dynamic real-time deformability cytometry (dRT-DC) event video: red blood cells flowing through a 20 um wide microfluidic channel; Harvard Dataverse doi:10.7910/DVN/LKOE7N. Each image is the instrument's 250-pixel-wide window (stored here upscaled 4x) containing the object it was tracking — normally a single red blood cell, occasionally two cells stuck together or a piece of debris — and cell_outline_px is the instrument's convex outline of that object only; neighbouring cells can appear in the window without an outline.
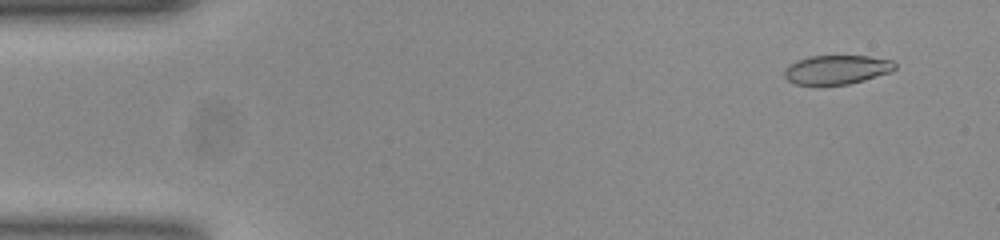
{"species": "common noctule bat (a hibernating species)", "species_latin": "Nyctalus noctula", "temperature_condition": "room temperature", "stored_images_in_passage": 51, "camera_frame_rate_fps": 3000, "um_per_image_px": 0.085, "animal": {"sex": "female", "body_mass_g": 23.0, "forearm_length_mm": 53.4}, "frame": {"image": 1, "passage_image": 2, "time_ms": 0.333, "image_size_px": [1000, 240], "cell_outline_px": [[896, 68], [892, 72], [864, 80], [848, 84], [796, 84], [788, 80], [784, 76], [784, 68], [788, 64], [796, 60], [808, 56], [868, 56], [892, 60], [896, 64]], "centroid_in_image_um": [71.12, 5.91], "position_along_channel_um": 13.9, "area_um2": 18.79}}
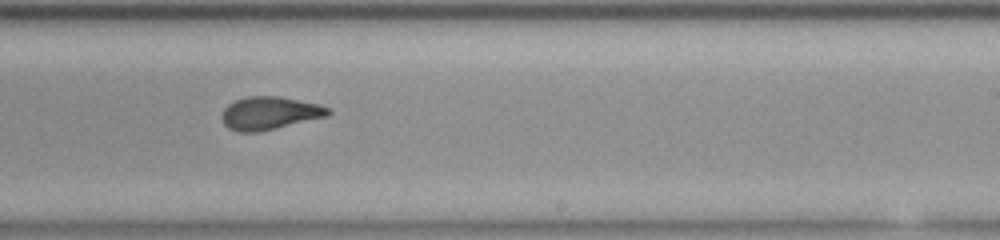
{"frame": {"image": 2, "passage_image": 30, "time_ms": 9.667, "image_size_px": [1000, 240], "cell_outline_px": [[332, 112], [328, 116], [256, 132], [240, 132], [228, 128], [224, 124], [220, 116], [224, 108], [228, 104], [244, 96], [280, 96], [320, 104], [332, 108]], "centroid_in_image_um": [22.92, 9.6], "position_along_channel_um": 266.1, "area_um2": 20.52}}
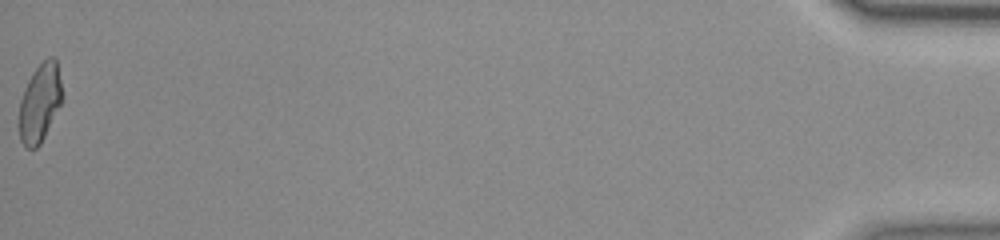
{"frame": {"image": 3, "passage_image": 51, "time_ms": 16.667, "image_size_px": [1000, 240], "cell_outline_px": [[64, 96], [40, 144], [36, 148], [28, 148], [20, 140], [16, 124], [20, 100], [24, 88], [32, 72], [48, 56], [52, 56], [56, 60]], "centroid_in_image_um": [3.35, 8.74], "position_along_channel_um": 431.9, "area_um2": 19.94}, "authors_computed_cell_mechanics": {"area_um2": 20.519, "velocity_mm_per_s": 3.8682, "shape_relaxation_time_tau1_ms": null, "shape_relaxation_time_tau2_ms": 1.8268, "deformation_change_tau1": null, "deformation_change_tau2": 0.0737}}